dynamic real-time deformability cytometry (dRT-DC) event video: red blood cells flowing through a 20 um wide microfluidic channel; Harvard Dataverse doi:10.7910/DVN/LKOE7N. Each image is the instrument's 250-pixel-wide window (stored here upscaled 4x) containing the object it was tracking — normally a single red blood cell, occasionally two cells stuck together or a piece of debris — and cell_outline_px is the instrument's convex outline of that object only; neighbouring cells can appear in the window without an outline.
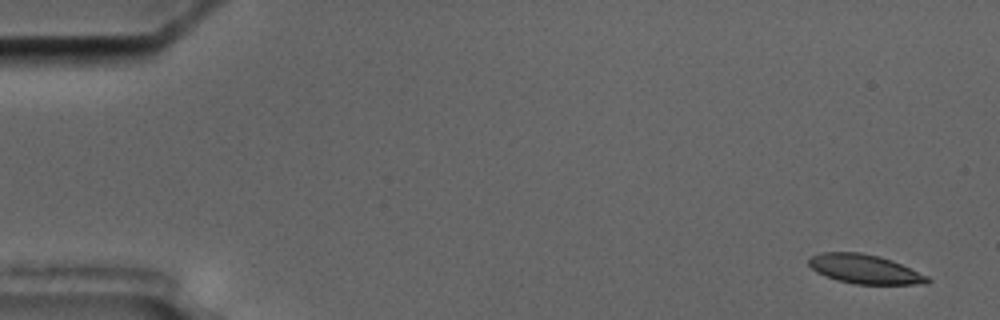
{"species": "common noctule bat (a hibernating species)", "species_latin": "Nyctalus noctula", "temperature_condition": "cold", "stored_images_in_passage": 5, "camera_frame_rate_fps": 3000, "um_per_image_px": 0.085, "animal": {"sex": "male", "body_mass_g": 17.5, "forearm_length_mm": 52.3}, "frame": {"image": 1, "passage_image": 1, "time_ms": 0.0, "image_size_px": [1000, 320], "cell_outline_px": [[932, 280], [928, 284], [856, 284], [836, 280], [824, 276], [816, 272], [808, 264], [808, 260], [812, 256], [820, 252], [860, 252], [880, 256], [892, 260], [928, 276]], "centroid_in_image_um": [73.5, 22.87], "position_along_channel_um": 11.5, "area_um2": 20.29}}
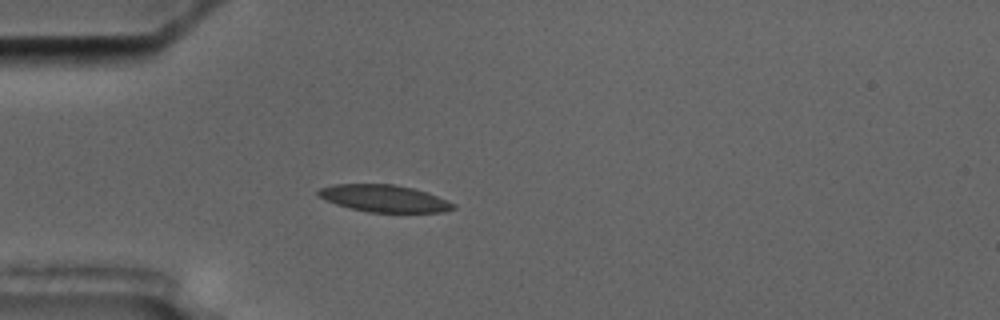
{"frame": {"image": 2, "passage_image": 5, "time_ms": 4.667, "image_size_px": [1000, 320], "cell_outline_px": [[456, 208], [444, 212], [368, 212], [336, 204], [324, 200], [316, 196], [316, 192], [320, 188], [332, 184], [392, 184], [412, 188], [436, 196], [456, 204]], "centroid_in_image_um": [32.6, 16.86], "position_along_channel_um": 52.4, "area_um2": 21.21}}